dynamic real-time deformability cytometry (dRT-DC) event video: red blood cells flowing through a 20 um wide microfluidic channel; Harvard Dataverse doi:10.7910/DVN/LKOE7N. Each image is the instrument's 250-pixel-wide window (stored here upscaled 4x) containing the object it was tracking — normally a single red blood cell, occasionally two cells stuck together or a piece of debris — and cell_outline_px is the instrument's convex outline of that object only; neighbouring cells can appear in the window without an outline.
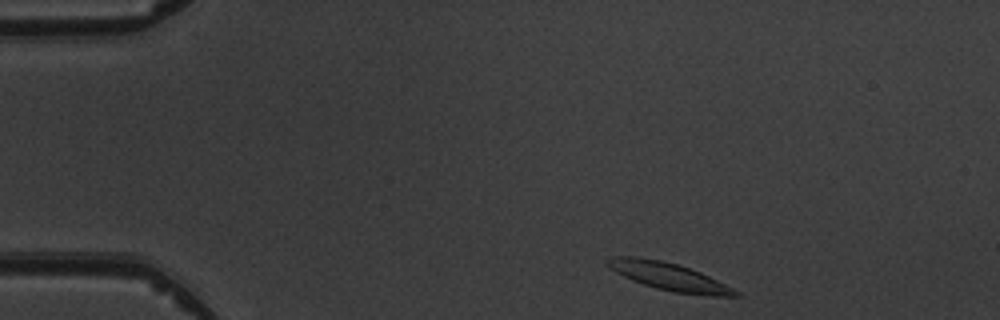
{"species": "common noctule bat (a hibernating species)", "species_latin": "Nyctalus noctula", "temperature_condition": "warm", "stored_images_in_passage": 4, "camera_frame_rate_fps": 3000, "um_per_image_px": 0.085, "animal": {"sex": "male", "body_mass_g": 19.5, "forearm_length_mm": 54.6}, "frame": {"image": 1, "passage_image": 1, "time_ms": 0.0, "image_size_px": [1000, 320], "cell_outline_px": [[744, 296], [712, 296], [672, 292], [656, 288], [632, 280], [608, 268], [604, 264], [604, 260], [612, 256], [636, 256], [660, 260], [676, 264], [700, 272], [740, 292]], "centroid_in_image_um": [56.81, 23.5], "position_along_channel_um": 28.2, "area_um2": 20.58}}